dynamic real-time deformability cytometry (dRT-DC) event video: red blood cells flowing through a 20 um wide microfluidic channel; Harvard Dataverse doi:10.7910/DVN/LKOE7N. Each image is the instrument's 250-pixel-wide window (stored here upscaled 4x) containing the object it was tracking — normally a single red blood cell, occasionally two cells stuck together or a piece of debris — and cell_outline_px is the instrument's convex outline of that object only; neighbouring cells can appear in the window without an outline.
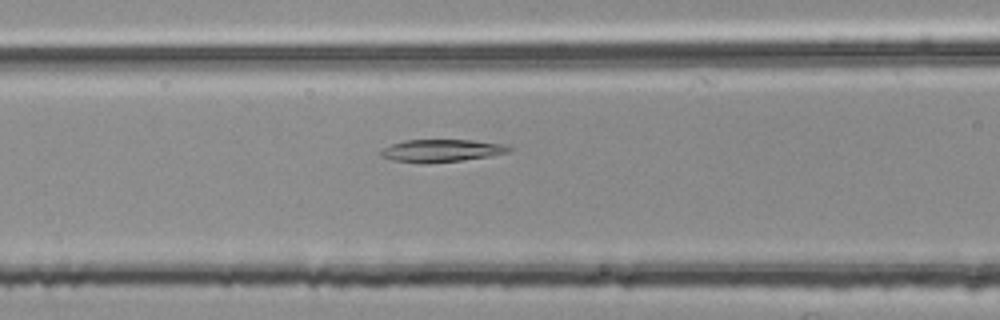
{"species": "common noctule bat (a hibernating species)", "species_latin": "Nyctalus noctula", "temperature_condition": "room temperature", "stored_images_in_passage": 55, "segment_of_instrument_passage": [2, 2], "camera_frame_rate_fps": 3000, "um_per_image_px": 0.085, "animal": {"sex": "female", "body_mass_g": 25.1}, "frame": {"image": 1, "passage_image": 22, "time_ms": 7.0, "image_size_px": [1000, 320], "cell_outline_px": [[512, 148], [508, 152], [488, 156], [460, 160], [392, 160], [380, 156], [380, 148], [404, 140], [472, 140], [500, 144]], "centroid_in_image_um": [37.5, 12.75], "position_along_channel_um": 129.1, "area_um2": 15.72}}
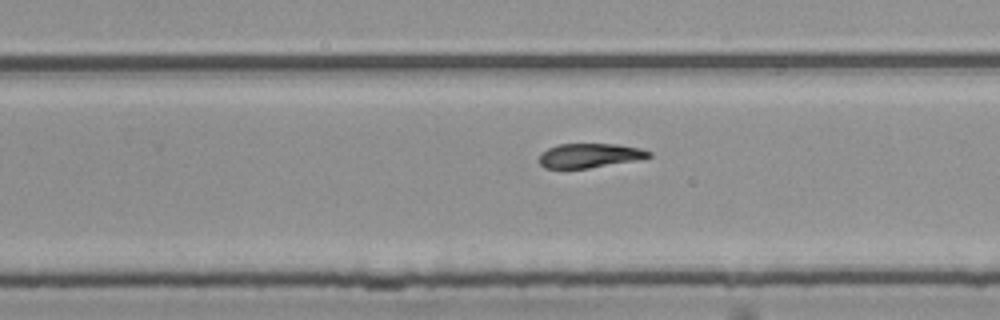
{"frame": {"image": 2, "passage_image": 34, "time_ms": 11.0, "image_size_px": [1000, 320], "cell_outline_px": [[652, 156], [636, 160], [588, 168], [544, 168], [540, 164], [540, 152], [556, 144], [616, 144], [640, 148], [652, 152]], "centroid_in_image_um": [50.1, 13.21], "position_along_channel_um": 279.7, "area_um2": 15.49}}
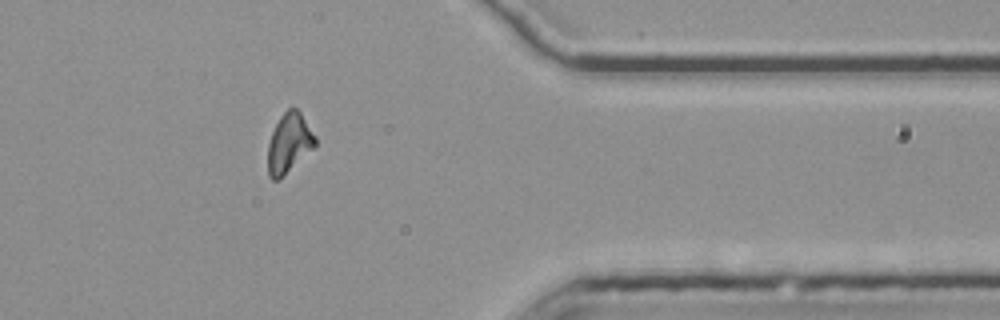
{"frame": {"image": 3, "passage_image": 44, "time_ms": 14.333, "image_size_px": [1000, 320], "cell_outline_px": [[316, 144], [280, 180], [272, 180], [268, 176], [268, 144], [272, 132], [280, 116], [292, 104], [300, 112], [316, 136]], "centroid_in_image_um": [24.55, 12.15], "position_along_channel_um": 386.8, "area_um2": 16.42}}